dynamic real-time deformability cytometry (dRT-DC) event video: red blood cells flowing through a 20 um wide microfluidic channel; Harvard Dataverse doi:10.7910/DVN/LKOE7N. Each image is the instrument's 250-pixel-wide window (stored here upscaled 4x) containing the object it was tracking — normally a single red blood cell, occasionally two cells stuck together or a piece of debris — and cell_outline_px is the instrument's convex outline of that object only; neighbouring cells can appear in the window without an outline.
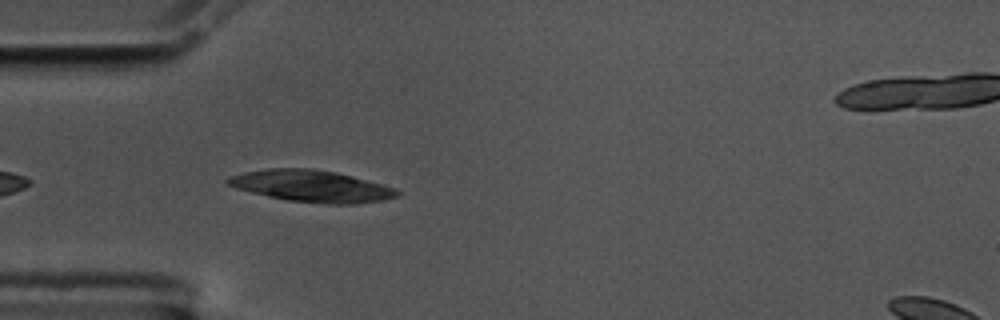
{"species": "common noctule bat (a hibernating species)", "species_latin": "Nyctalus noctula", "temperature_condition": "cold", "stored_images_in_passage": 7, "camera_frame_rate_fps": 3000, "um_per_image_px": 0.085, "animal": {"sex": "male", "body_mass_g": 17.5, "forearm_length_mm": 52.3}, "frame": {"image": 1, "passage_image": 3, "time_ms": 0.667, "image_size_px": [1000, 320], "cell_outline_px": [[400, 196], [380, 200], [356, 204], [332, 204], [288, 200], [268, 196], [236, 188], [224, 184], [224, 180], [228, 176], [244, 172], [268, 168], [312, 168], [336, 172], [352, 176], [380, 184], [392, 188], [400, 192]], "centroid_in_image_um": [26.41, 15.81], "position_along_channel_um": 58.6, "area_um2": 31.1}}